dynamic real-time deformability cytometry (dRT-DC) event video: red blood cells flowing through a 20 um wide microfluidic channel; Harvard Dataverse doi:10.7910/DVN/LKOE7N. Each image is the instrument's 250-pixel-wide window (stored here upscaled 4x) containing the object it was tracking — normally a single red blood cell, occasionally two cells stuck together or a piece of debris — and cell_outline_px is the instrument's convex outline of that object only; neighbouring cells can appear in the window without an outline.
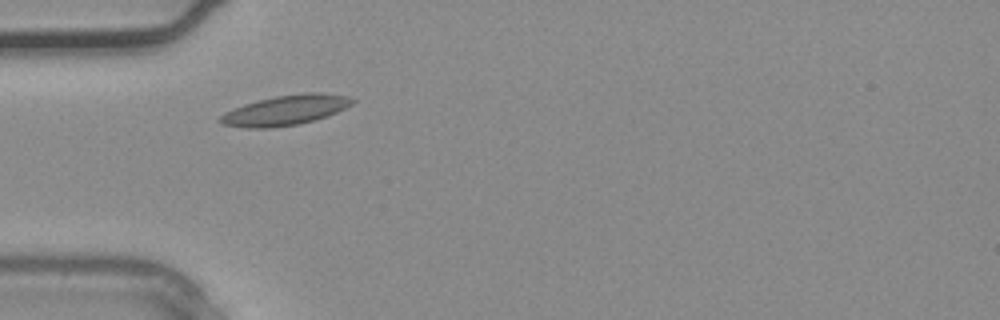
{"species": "common noctule bat (a hibernating species)", "species_latin": "Nyctalus noctula", "temperature_condition": "warm", "stored_images_in_passage": 31, "camera_frame_rate_fps": 3000, "um_per_image_px": 0.085, "animal": {"sex": "male", "body_mass_g": 20.4}, "frame": {"image": 1, "passage_image": 5, "time_ms": 1.333, "image_size_px": [1000, 320], "cell_outline_px": [[356, 100], [352, 104], [328, 116], [316, 120], [300, 124], [268, 128], [244, 128], [224, 124], [216, 120], [224, 112], [232, 108], [244, 104], [276, 96], [304, 92], [324, 92], [348, 96]], "centroid_in_image_um": [24.27, 9.36], "position_along_channel_um": 60.7, "area_um2": 23.29}}